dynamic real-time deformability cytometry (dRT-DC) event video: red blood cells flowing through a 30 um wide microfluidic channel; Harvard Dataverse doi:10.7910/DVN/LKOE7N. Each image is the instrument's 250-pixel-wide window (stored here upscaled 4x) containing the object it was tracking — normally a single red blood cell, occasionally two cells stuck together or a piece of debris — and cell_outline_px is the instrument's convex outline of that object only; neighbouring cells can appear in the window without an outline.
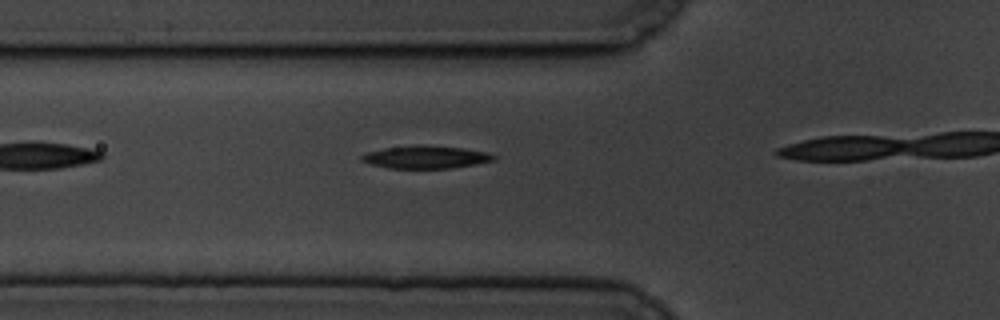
{"species": "common noctule bat (a hibernating species)", "species_latin": "Nyctalus noctula", "temperature_condition": "cold", "stored_images_in_passage": 3, "camera_frame_rate_fps": 3000, "um_per_image_px": 0.085, "animal": {"sex": "male", "body_mass_g": 19.5, "forearm_length_mm": 54.6}, "frame": {"image": 1, "passage_image": 2, "time_ms": 1.0, "image_size_px": [1000, 320], "cell_outline_px": [[500, 156], [496, 160], [476, 164], [448, 168], [388, 168], [372, 164], [360, 160], [360, 156], [364, 152], [384, 148], [428, 144], [464, 148], [488, 152]], "centroid_in_image_um": [36.24, 13.34], "position_along_channel_um": 89.6, "area_um2": 17.74}}